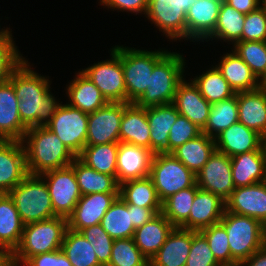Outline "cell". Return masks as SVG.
Here are the masks:
<instances>
[{"label": "cell", "mask_w": 266, "mask_h": 266, "mask_svg": "<svg viewBox=\"0 0 266 266\" xmlns=\"http://www.w3.org/2000/svg\"><path fill=\"white\" fill-rule=\"evenodd\" d=\"M102 228L112 239L133 238L135 228L132 224L128 204L118 196L102 217Z\"/></svg>", "instance_id": "cell-37"}, {"label": "cell", "mask_w": 266, "mask_h": 266, "mask_svg": "<svg viewBox=\"0 0 266 266\" xmlns=\"http://www.w3.org/2000/svg\"><path fill=\"white\" fill-rule=\"evenodd\" d=\"M262 85L266 88V79H265V81L262 83Z\"/></svg>", "instance_id": "cell-60"}, {"label": "cell", "mask_w": 266, "mask_h": 266, "mask_svg": "<svg viewBox=\"0 0 266 266\" xmlns=\"http://www.w3.org/2000/svg\"><path fill=\"white\" fill-rule=\"evenodd\" d=\"M88 113L67 103L61 104L46 127L78 157L86 146Z\"/></svg>", "instance_id": "cell-11"}, {"label": "cell", "mask_w": 266, "mask_h": 266, "mask_svg": "<svg viewBox=\"0 0 266 266\" xmlns=\"http://www.w3.org/2000/svg\"><path fill=\"white\" fill-rule=\"evenodd\" d=\"M80 233L90 242L99 263L108 266L111 258V250L114 239L102 228L101 224L84 228Z\"/></svg>", "instance_id": "cell-47"}, {"label": "cell", "mask_w": 266, "mask_h": 266, "mask_svg": "<svg viewBox=\"0 0 266 266\" xmlns=\"http://www.w3.org/2000/svg\"><path fill=\"white\" fill-rule=\"evenodd\" d=\"M179 115L173 103L146 108L150 126V150L154 154L168 153L169 132Z\"/></svg>", "instance_id": "cell-25"}, {"label": "cell", "mask_w": 266, "mask_h": 266, "mask_svg": "<svg viewBox=\"0 0 266 266\" xmlns=\"http://www.w3.org/2000/svg\"><path fill=\"white\" fill-rule=\"evenodd\" d=\"M167 49L148 51L120 46V59L126 87V102L135 103L149 87L153 67L168 53Z\"/></svg>", "instance_id": "cell-6"}, {"label": "cell", "mask_w": 266, "mask_h": 266, "mask_svg": "<svg viewBox=\"0 0 266 266\" xmlns=\"http://www.w3.org/2000/svg\"><path fill=\"white\" fill-rule=\"evenodd\" d=\"M93 249L80 232L66 230L61 250L72 266H102Z\"/></svg>", "instance_id": "cell-40"}, {"label": "cell", "mask_w": 266, "mask_h": 266, "mask_svg": "<svg viewBox=\"0 0 266 266\" xmlns=\"http://www.w3.org/2000/svg\"><path fill=\"white\" fill-rule=\"evenodd\" d=\"M266 163V150H255L231 157L235 188L261 182Z\"/></svg>", "instance_id": "cell-31"}, {"label": "cell", "mask_w": 266, "mask_h": 266, "mask_svg": "<svg viewBox=\"0 0 266 266\" xmlns=\"http://www.w3.org/2000/svg\"><path fill=\"white\" fill-rule=\"evenodd\" d=\"M67 229V218L61 216L25 225L12 253L13 265L22 266L30 257L61 249Z\"/></svg>", "instance_id": "cell-3"}, {"label": "cell", "mask_w": 266, "mask_h": 266, "mask_svg": "<svg viewBox=\"0 0 266 266\" xmlns=\"http://www.w3.org/2000/svg\"><path fill=\"white\" fill-rule=\"evenodd\" d=\"M154 153L142 146L119 142L116 181L121 183L149 176Z\"/></svg>", "instance_id": "cell-17"}, {"label": "cell", "mask_w": 266, "mask_h": 266, "mask_svg": "<svg viewBox=\"0 0 266 266\" xmlns=\"http://www.w3.org/2000/svg\"><path fill=\"white\" fill-rule=\"evenodd\" d=\"M216 150L230 158L255 150H266L265 139L239 121L223 130L215 138Z\"/></svg>", "instance_id": "cell-18"}, {"label": "cell", "mask_w": 266, "mask_h": 266, "mask_svg": "<svg viewBox=\"0 0 266 266\" xmlns=\"http://www.w3.org/2000/svg\"><path fill=\"white\" fill-rule=\"evenodd\" d=\"M224 226L232 258L240 265L266 244V226L255 218L224 212Z\"/></svg>", "instance_id": "cell-5"}, {"label": "cell", "mask_w": 266, "mask_h": 266, "mask_svg": "<svg viewBox=\"0 0 266 266\" xmlns=\"http://www.w3.org/2000/svg\"><path fill=\"white\" fill-rule=\"evenodd\" d=\"M41 176L47 184L54 213L67 218L82 196L74 169L67 166L45 172Z\"/></svg>", "instance_id": "cell-12"}, {"label": "cell", "mask_w": 266, "mask_h": 266, "mask_svg": "<svg viewBox=\"0 0 266 266\" xmlns=\"http://www.w3.org/2000/svg\"><path fill=\"white\" fill-rule=\"evenodd\" d=\"M246 15L231 7L224 1L221 3L217 24L214 31L205 39L229 42L232 46L242 41V30Z\"/></svg>", "instance_id": "cell-35"}, {"label": "cell", "mask_w": 266, "mask_h": 266, "mask_svg": "<svg viewBox=\"0 0 266 266\" xmlns=\"http://www.w3.org/2000/svg\"><path fill=\"white\" fill-rule=\"evenodd\" d=\"M12 29L0 32V84L10 79L12 71L25 59L12 36Z\"/></svg>", "instance_id": "cell-46"}, {"label": "cell", "mask_w": 266, "mask_h": 266, "mask_svg": "<svg viewBox=\"0 0 266 266\" xmlns=\"http://www.w3.org/2000/svg\"><path fill=\"white\" fill-rule=\"evenodd\" d=\"M196 0H149L146 17L171 41L186 40V14Z\"/></svg>", "instance_id": "cell-10"}, {"label": "cell", "mask_w": 266, "mask_h": 266, "mask_svg": "<svg viewBox=\"0 0 266 266\" xmlns=\"http://www.w3.org/2000/svg\"><path fill=\"white\" fill-rule=\"evenodd\" d=\"M0 266H14L12 253L2 246H0Z\"/></svg>", "instance_id": "cell-56"}, {"label": "cell", "mask_w": 266, "mask_h": 266, "mask_svg": "<svg viewBox=\"0 0 266 266\" xmlns=\"http://www.w3.org/2000/svg\"><path fill=\"white\" fill-rule=\"evenodd\" d=\"M128 210L131 211L132 224L137 229L151 220L155 215L161 213L162 208H144L128 204Z\"/></svg>", "instance_id": "cell-53"}, {"label": "cell", "mask_w": 266, "mask_h": 266, "mask_svg": "<svg viewBox=\"0 0 266 266\" xmlns=\"http://www.w3.org/2000/svg\"><path fill=\"white\" fill-rule=\"evenodd\" d=\"M149 260L136 246L133 238L115 239L108 266H148Z\"/></svg>", "instance_id": "cell-45"}, {"label": "cell", "mask_w": 266, "mask_h": 266, "mask_svg": "<svg viewBox=\"0 0 266 266\" xmlns=\"http://www.w3.org/2000/svg\"><path fill=\"white\" fill-rule=\"evenodd\" d=\"M69 85H66L68 105L85 113L94 112L104 107L108 102L100 90L80 69Z\"/></svg>", "instance_id": "cell-29"}, {"label": "cell", "mask_w": 266, "mask_h": 266, "mask_svg": "<svg viewBox=\"0 0 266 266\" xmlns=\"http://www.w3.org/2000/svg\"><path fill=\"white\" fill-rule=\"evenodd\" d=\"M22 266H72L61 249L30 257Z\"/></svg>", "instance_id": "cell-52"}, {"label": "cell", "mask_w": 266, "mask_h": 266, "mask_svg": "<svg viewBox=\"0 0 266 266\" xmlns=\"http://www.w3.org/2000/svg\"><path fill=\"white\" fill-rule=\"evenodd\" d=\"M223 0H196L186 14V40L204 43L214 31Z\"/></svg>", "instance_id": "cell-20"}, {"label": "cell", "mask_w": 266, "mask_h": 266, "mask_svg": "<svg viewBox=\"0 0 266 266\" xmlns=\"http://www.w3.org/2000/svg\"><path fill=\"white\" fill-rule=\"evenodd\" d=\"M110 59L98 61L82 72L100 90L107 102H126V87L120 59V45L110 49Z\"/></svg>", "instance_id": "cell-9"}, {"label": "cell", "mask_w": 266, "mask_h": 266, "mask_svg": "<svg viewBox=\"0 0 266 266\" xmlns=\"http://www.w3.org/2000/svg\"><path fill=\"white\" fill-rule=\"evenodd\" d=\"M24 223L8 193L0 194V246L11 253L18 247Z\"/></svg>", "instance_id": "cell-32"}, {"label": "cell", "mask_w": 266, "mask_h": 266, "mask_svg": "<svg viewBox=\"0 0 266 266\" xmlns=\"http://www.w3.org/2000/svg\"><path fill=\"white\" fill-rule=\"evenodd\" d=\"M70 166L74 169L82 196L92 193H119V184L113 176L88 167L78 157Z\"/></svg>", "instance_id": "cell-34"}, {"label": "cell", "mask_w": 266, "mask_h": 266, "mask_svg": "<svg viewBox=\"0 0 266 266\" xmlns=\"http://www.w3.org/2000/svg\"><path fill=\"white\" fill-rule=\"evenodd\" d=\"M242 41H266V9L259 6L246 14Z\"/></svg>", "instance_id": "cell-50"}, {"label": "cell", "mask_w": 266, "mask_h": 266, "mask_svg": "<svg viewBox=\"0 0 266 266\" xmlns=\"http://www.w3.org/2000/svg\"><path fill=\"white\" fill-rule=\"evenodd\" d=\"M215 65L235 93L257 89L262 82L233 50L224 53Z\"/></svg>", "instance_id": "cell-26"}, {"label": "cell", "mask_w": 266, "mask_h": 266, "mask_svg": "<svg viewBox=\"0 0 266 266\" xmlns=\"http://www.w3.org/2000/svg\"><path fill=\"white\" fill-rule=\"evenodd\" d=\"M261 183L266 188V163H265V166H264V173H263V177H262Z\"/></svg>", "instance_id": "cell-57"}, {"label": "cell", "mask_w": 266, "mask_h": 266, "mask_svg": "<svg viewBox=\"0 0 266 266\" xmlns=\"http://www.w3.org/2000/svg\"><path fill=\"white\" fill-rule=\"evenodd\" d=\"M21 142L25 149L29 174L41 175L70 166L76 158L46 126L28 128Z\"/></svg>", "instance_id": "cell-2"}, {"label": "cell", "mask_w": 266, "mask_h": 266, "mask_svg": "<svg viewBox=\"0 0 266 266\" xmlns=\"http://www.w3.org/2000/svg\"><path fill=\"white\" fill-rule=\"evenodd\" d=\"M191 248V230L174 227L165 243L151 258V266H185Z\"/></svg>", "instance_id": "cell-27"}, {"label": "cell", "mask_w": 266, "mask_h": 266, "mask_svg": "<svg viewBox=\"0 0 266 266\" xmlns=\"http://www.w3.org/2000/svg\"><path fill=\"white\" fill-rule=\"evenodd\" d=\"M231 49L263 83L266 79V41H238Z\"/></svg>", "instance_id": "cell-43"}, {"label": "cell", "mask_w": 266, "mask_h": 266, "mask_svg": "<svg viewBox=\"0 0 266 266\" xmlns=\"http://www.w3.org/2000/svg\"><path fill=\"white\" fill-rule=\"evenodd\" d=\"M119 193H92L81 196L73 212L67 217L68 229H82L101 223L102 217Z\"/></svg>", "instance_id": "cell-16"}, {"label": "cell", "mask_w": 266, "mask_h": 266, "mask_svg": "<svg viewBox=\"0 0 266 266\" xmlns=\"http://www.w3.org/2000/svg\"><path fill=\"white\" fill-rule=\"evenodd\" d=\"M226 211L255 218L266 226V188L261 182L235 188L226 201Z\"/></svg>", "instance_id": "cell-21"}, {"label": "cell", "mask_w": 266, "mask_h": 266, "mask_svg": "<svg viewBox=\"0 0 266 266\" xmlns=\"http://www.w3.org/2000/svg\"><path fill=\"white\" fill-rule=\"evenodd\" d=\"M149 0H99L100 5L110 8L112 11L130 12L142 14L145 16Z\"/></svg>", "instance_id": "cell-51"}, {"label": "cell", "mask_w": 266, "mask_h": 266, "mask_svg": "<svg viewBox=\"0 0 266 266\" xmlns=\"http://www.w3.org/2000/svg\"><path fill=\"white\" fill-rule=\"evenodd\" d=\"M239 266H266V244Z\"/></svg>", "instance_id": "cell-55"}, {"label": "cell", "mask_w": 266, "mask_h": 266, "mask_svg": "<svg viewBox=\"0 0 266 266\" xmlns=\"http://www.w3.org/2000/svg\"><path fill=\"white\" fill-rule=\"evenodd\" d=\"M185 59L183 54L169 51L153 67L149 87L135 104L147 108L173 103L177 86L185 78Z\"/></svg>", "instance_id": "cell-4"}, {"label": "cell", "mask_w": 266, "mask_h": 266, "mask_svg": "<svg viewBox=\"0 0 266 266\" xmlns=\"http://www.w3.org/2000/svg\"><path fill=\"white\" fill-rule=\"evenodd\" d=\"M173 229L171 222L162 213H158L143 226L135 229L133 239L136 246L150 261Z\"/></svg>", "instance_id": "cell-30"}, {"label": "cell", "mask_w": 266, "mask_h": 266, "mask_svg": "<svg viewBox=\"0 0 266 266\" xmlns=\"http://www.w3.org/2000/svg\"><path fill=\"white\" fill-rule=\"evenodd\" d=\"M215 150V139L202 132L179 146L172 154L196 175Z\"/></svg>", "instance_id": "cell-33"}, {"label": "cell", "mask_w": 266, "mask_h": 266, "mask_svg": "<svg viewBox=\"0 0 266 266\" xmlns=\"http://www.w3.org/2000/svg\"><path fill=\"white\" fill-rule=\"evenodd\" d=\"M190 80L210 104L228 99L236 94L214 65L201 75L195 76L193 80L190 78Z\"/></svg>", "instance_id": "cell-39"}, {"label": "cell", "mask_w": 266, "mask_h": 266, "mask_svg": "<svg viewBox=\"0 0 266 266\" xmlns=\"http://www.w3.org/2000/svg\"><path fill=\"white\" fill-rule=\"evenodd\" d=\"M196 184L198 188L216 194L226 202L235 189L232 180L231 158L215 150L196 174Z\"/></svg>", "instance_id": "cell-14"}, {"label": "cell", "mask_w": 266, "mask_h": 266, "mask_svg": "<svg viewBox=\"0 0 266 266\" xmlns=\"http://www.w3.org/2000/svg\"><path fill=\"white\" fill-rule=\"evenodd\" d=\"M8 194L24 225L57 216L53 211L47 184L41 175L28 174Z\"/></svg>", "instance_id": "cell-7"}, {"label": "cell", "mask_w": 266, "mask_h": 266, "mask_svg": "<svg viewBox=\"0 0 266 266\" xmlns=\"http://www.w3.org/2000/svg\"><path fill=\"white\" fill-rule=\"evenodd\" d=\"M119 142L86 145L78 158L88 167L116 179Z\"/></svg>", "instance_id": "cell-38"}, {"label": "cell", "mask_w": 266, "mask_h": 266, "mask_svg": "<svg viewBox=\"0 0 266 266\" xmlns=\"http://www.w3.org/2000/svg\"><path fill=\"white\" fill-rule=\"evenodd\" d=\"M120 142L142 146L150 150V126L146 108L129 103L123 112L120 124Z\"/></svg>", "instance_id": "cell-28"}, {"label": "cell", "mask_w": 266, "mask_h": 266, "mask_svg": "<svg viewBox=\"0 0 266 266\" xmlns=\"http://www.w3.org/2000/svg\"><path fill=\"white\" fill-rule=\"evenodd\" d=\"M225 210L226 202L218 195L199 188L195 194L189 217L180 227L200 231L219 223Z\"/></svg>", "instance_id": "cell-19"}, {"label": "cell", "mask_w": 266, "mask_h": 266, "mask_svg": "<svg viewBox=\"0 0 266 266\" xmlns=\"http://www.w3.org/2000/svg\"><path fill=\"white\" fill-rule=\"evenodd\" d=\"M19 100L13 84H0V140L22 141L28 128L22 123L18 110Z\"/></svg>", "instance_id": "cell-24"}, {"label": "cell", "mask_w": 266, "mask_h": 266, "mask_svg": "<svg viewBox=\"0 0 266 266\" xmlns=\"http://www.w3.org/2000/svg\"><path fill=\"white\" fill-rule=\"evenodd\" d=\"M236 122H238L237 93L228 99L211 104L208 121L202 132L215 138Z\"/></svg>", "instance_id": "cell-41"}, {"label": "cell", "mask_w": 266, "mask_h": 266, "mask_svg": "<svg viewBox=\"0 0 266 266\" xmlns=\"http://www.w3.org/2000/svg\"><path fill=\"white\" fill-rule=\"evenodd\" d=\"M197 184L172 194L162 202L161 213L174 227H180L189 217L190 209L198 190Z\"/></svg>", "instance_id": "cell-42"}, {"label": "cell", "mask_w": 266, "mask_h": 266, "mask_svg": "<svg viewBox=\"0 0 266 266\" xmlns=\"http://www.w3.org/2000/svg\"><path fill=\"white\" fill-rule=\"evenodd\" d=\"M238 121L266 139V88L237 92Z\"/></svg>", "instance_id": "cell-23"}, {"label": "cell", "mask_w": 266, "mask_h": 266, "mask_svg": "<svg viewBox=\"0 0 266 266\" xmlns=\"http://www.w3.org/2000/svg\"><path fill=\"white\" fill-rule=\"evenodd\" d=\"M119 196L130 205L162 208V201L149 176L128 180L119 185Z\"/></svg>", "instance_id": "cell-36"}, {"label": "cell", "mask_w": 266, "mask_h": 266, "mask_svg": "<svg viewBox=\"0 0 266 266\" xmlns=\"http://www.w3.org/2000/svg\"><path fill=\"white\" fill-rule=\"evenodd\" d=\"M185 266H221L200 231L191 230V248Z\"/></svg>", "instance_id": "cell-48"}, {"label": "cell", "mask_w": 266, "mask_h": 266, "mask_svg": "<svg viewBox=\"0 0 266 266\" xmlns=\"http://www.w3.org/2000/svg\"><path fill=\"white\" fill-rule=\"evenodd\" d=\"M149 177L162 202L172 194L196 184V175L172 153L154 154Z\"/></svg>", "instance_id": "cell-8"}, {"label": "cell", "mask_w": 266, "mask_h": 266, "mask_svg": "<svg viewBox=\"0 0 266 266\" xmlns=\"http://www.w3.org/2000/svg\"><path fill=\"white\" fill-rule=\"evenodd\" d=\"M128 102H108L104 107L88 113L86 145L120 142V124Z\"/></svg>", "instance_id": "cell-13"}, {"label": "cell", "mask_w": 266, "mask_h": 266, "mask_svg": "<svg viewBox=\"0 0 266 266\" xmlns=\"http://www.w3.org/2000/svg\"><path fill=\"white\" fill-rule=\"evenodd\" d=\"M5 29H6L5 27L1 28V25H0V32L4 31Z\"/></svg>", "instance_id": "cell-59"}, {"label": "cell", "mask_w": 266, "mask_h": 266, "mask_svg": "<svg viewBox=\"0 0 266 266\" xmlns=\"http://www.w3.org/2000/svg\"><path fill=\"white\" fill-rule=\"evenodd\" d=\"M28 174L23 143L0 140V194L9 193Z\"/></svg>", "instance_id": "cell-15"}, {"label": "cell", "mask_w": 266, "mask_h": 266, "mask_svg": "<svg viewBox=\"0 0 266 266\" xmlns=\"http://www.w3.org/2000/svg\"><path fill=\"white\" fill-rule=\"evenodd\" d=\"M200 232L207 239L215 259L221 266H239L231 256L227 232L220 222L203 228Z\"/></svg>", "instance_id": "cell-44"}, {"label": "cell", "mask_w": 266, "mask_h": 266, "mask_svg": "<svg viewBox=\"0 0 266 266\" xmlns=\"http://www.w3.org/2000/svg\"><path fill=\"white\" fill-rule=\"evenodd\" d=\"M261 6L266 9V0H261Z\"/></svg>", "instance_id": "cell-58"}, {"label": "cell", "mask_w": 266, "mask_h": 266, "mask_svg": "<svg viewBox=\"0 0 266 266\" xmlns=\"http://www.w3.org/2000/svg\"><path fill=\"white\" fill-rule=\"evenodd\" d=\"M31 66L24 59L9 79L19 100L20 119L27 128L46 126L63 103L51 93L49 77L39 75Z\"/></svg>", "instance_id": "cell-1"}, {"label": "cell", "mask_w": 266, "mask_h": 266, "mask_svg": "<svg viewBox=\"0 0 266 266\" xmlns=\"http://www.w3.org/2000/svg\"><path fill=\"white\" fill-rule=\"evenodd\" d=\"M243 14H248L261 6V0H223Z\"/></svg>", "instance_id": "cell-54"}, {"label": "cell", "mask_w": 266, "mask_h": 266, "mask_svg": "<svg viewBox=\"0 0 266 266\" xmlns=\"http://www.w3.org/2000/svg\"><path fill=\"white\" fill-rule=\"evenodd\" d=\"M202 130L185 116L179 115L171 126L168 136V153H172L182 144L196 138Z\"/></svg>", "instance_id": "cell-49"}, {"label": "cell", "mask_w": 266, "mask_h": 266, "mask_svg": "<svg viewBox=\"0 0 266 266\" xmlns=\"http://www.w3.org/2000/svg\"><path fill=\"white\" fill-rule=\"evenodd\" d=\"M184 78L177 86L173 104L180 115L185 116L203 130L207 124L211 104L201 95L190 80Z\"/></svg>", "instance_id": "cell-22"}]
</instances>
